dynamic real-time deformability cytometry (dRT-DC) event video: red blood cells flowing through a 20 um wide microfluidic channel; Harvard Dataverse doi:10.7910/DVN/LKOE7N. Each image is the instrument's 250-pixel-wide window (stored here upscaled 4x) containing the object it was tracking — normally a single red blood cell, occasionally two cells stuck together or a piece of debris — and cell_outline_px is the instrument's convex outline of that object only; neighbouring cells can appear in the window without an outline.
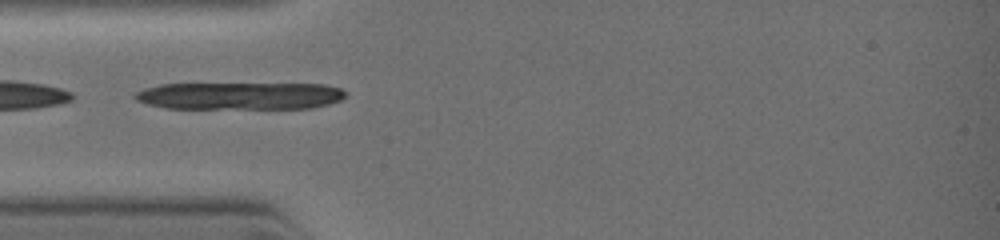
{"species": "common noctule bat (a hibernating species)", "species_latin": "Nyctalus noctula", "temperature_condition": "warm", "stored_images_in_passage": 29, "camera_frame_rate_fps": 3000, "um_per_image_px": 0.085, "animal": {"sex": "female", "body_mass_g": 19.0, "forearm_length_mm": 51.5}, "frame": {"image": 1, "passage_image": 1, "time_ms": 0.0, "image_size_px": [1000, 240], "cell_outline_px": [[344, 96], [340, 100], [328, 104], [312, 108], [168, 108], [148, 104], [136, 100], [132, 96], [136, 92], [144, 88], [160, 84], [324, 84], [340, 88], [344, 92]], "centroid_in_image_um": [20.35, 8.14], "position_along_channel_um": 64.6, "area_um2": 33.35}}
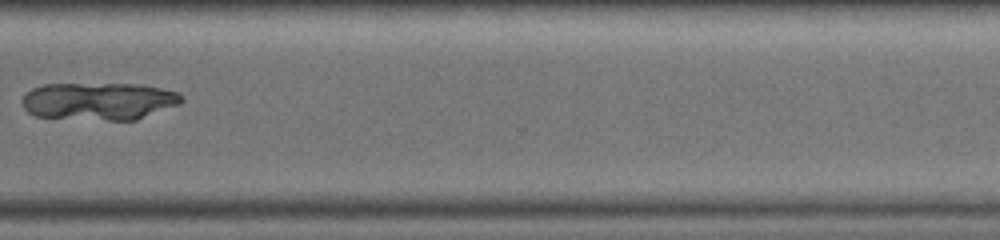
{"frame": {"image": 2, "passage_image": 21, "time_ms": 5.333, "image_size_px": [1000, 240], "cell_outline_px": [[184, 100], [180, 104], [136, 120], [108, 120], [36, 116], [28, 112], [24, 108], [20, 100], [32, 88], [44, 84], [140, 84], [160, 88], [176, 92]], "centroid_in_image_um": [8.39, 8.59], "position_along_channel_um": 362.2, "area_um2": 34.74}}